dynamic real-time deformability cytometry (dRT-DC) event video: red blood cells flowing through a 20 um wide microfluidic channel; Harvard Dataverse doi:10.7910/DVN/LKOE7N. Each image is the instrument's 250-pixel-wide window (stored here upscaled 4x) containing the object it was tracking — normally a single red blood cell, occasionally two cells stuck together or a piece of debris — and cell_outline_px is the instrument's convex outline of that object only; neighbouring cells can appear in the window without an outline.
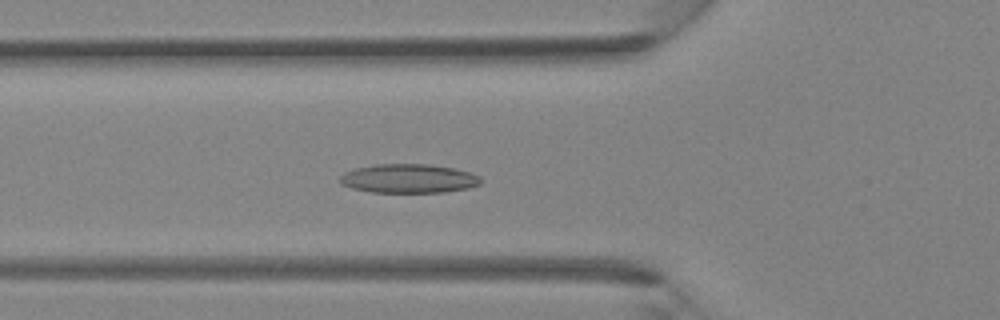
{"species": "Egyptian fruit bat (a non-hibernating species)", "species_latin": "Rousettus aegyptiacus", "temperature_condition": "room temperature", "stored_images_in_passage": 39, "camera_frame_rate_fps": 3000, "um_per_image_px": 0.085, "animal": {"sex": "female"}, "frame": {"image": 1, "passage_image": 14, "time_ms": 4.333, "image_size_px": [1000, 320], "cell_outline_px": [[484, 180], [480, 184], [468, 188], [444, 192], [372, 192], [352, 188], [340, 184], [340, 176], [344, 172], [352, 168], [376, 164], [428, 164], [452, 168], [472, 172], [480, 176]], "centroid_in_image_um": [34.74, 15.17], "position_along_channel_um": 91.1, "area_um2": 23.99}}
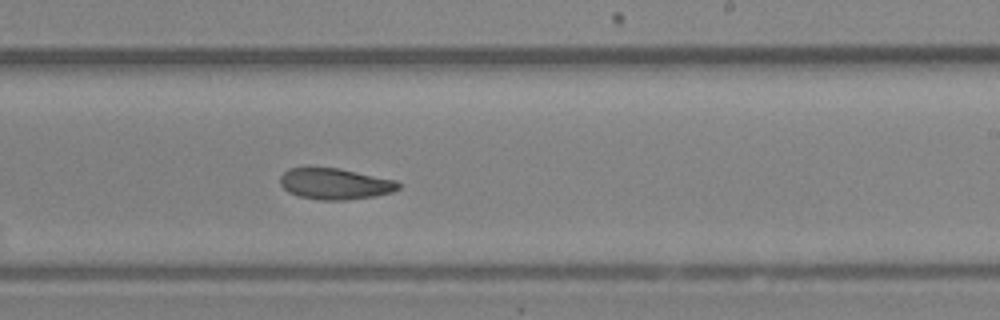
{"frame": {"image": 2, "passage_image": 24, "time_ms": 7.667, "image_size_px": [1000, 320], "cell_outline_px": [[400, 188], [392, 192], [376, 196], [344, 200], [320, 200], [300, 196], [288, 192], [280, 184], [280, 176], [288, 168], [340, 168], [396, 180], [400, 184]], "centroid_in_image_um": [28.49, 15.62], "position_along_channel_um": 260.5, "area_um2": 21.44}}
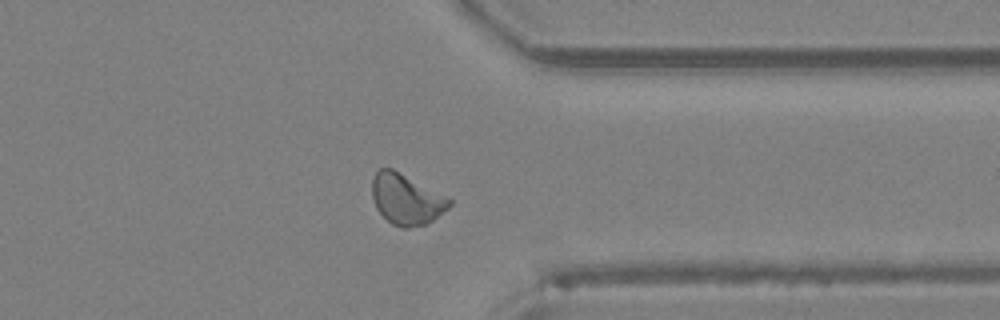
{"frame": {"image": 3, "passage_image": 31, "time_ms": 10.0, "image_size_px": [1000, 320], "cell_outline_px": [[452, 204], [448, 208], [432, 220], [424, 224], [408, 228], [400, 228], [392, 224], [376, 208], [372, 196], [372, 180], [376, 172], [380, 168], [392, 168], [448, 196], [452, 200]], "centroid_in_image_um": [34.55, 16.92], "position_along_channel_um": 376.9, "area_um2": 22.77}}